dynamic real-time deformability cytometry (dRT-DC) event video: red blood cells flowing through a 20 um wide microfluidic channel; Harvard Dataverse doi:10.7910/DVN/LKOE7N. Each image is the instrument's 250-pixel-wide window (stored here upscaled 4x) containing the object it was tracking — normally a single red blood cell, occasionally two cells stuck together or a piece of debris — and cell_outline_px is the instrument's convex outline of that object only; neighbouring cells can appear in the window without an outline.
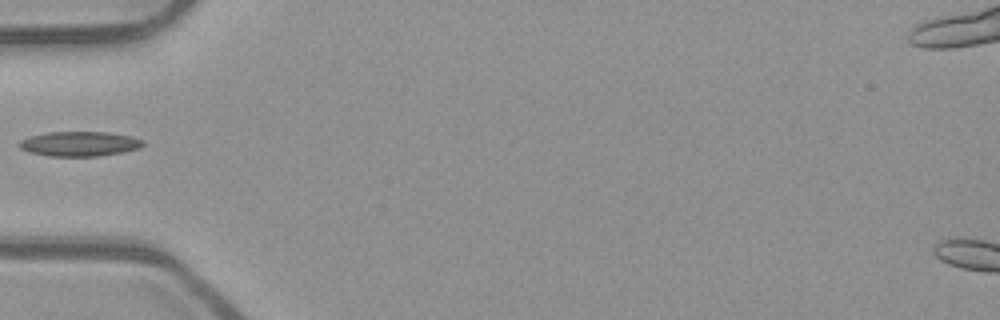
{"species": "common noctule bat (a hibernating species)", "species_latin": "Nyctalus noctula", "temperature_condition": "room temperature", "stored_images_in_passage": 35, "camera_frame_rate_fps": 3000, "um_per_image_px": 0.085, "animal": {"sex": "male", "body_mass_g": 23.1, "forearm_length_mm": 52.7}, "frame": {"image": 1, "passage_image": 1, "time_ms": 0.0, "image_size_px": [1000, 320], "cell_outline_px": [[144, 144], [140, 148], [124, 152], [100, 156], [48, 156], [28, 152], [20, 148], [16, 144], [20, 140], [32, 136], [48, 132], [108, 132], [132, 136], [144, 140]], "centroid_in_image_um": [6.77, 12.23], "position_along_channel_um": 78.2, "area_um2": 18.03}}
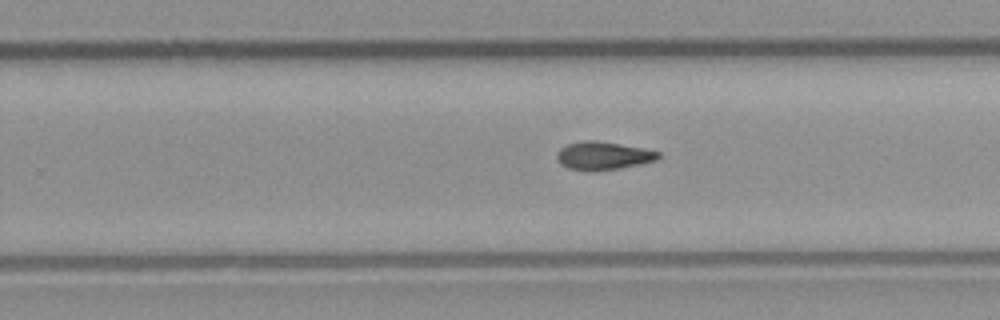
{"frame": {"image": 2, "passage_image": 16, "time_ms": 5.0, "image_size_px": [1000, 320], "cell_outline_px": [[660, 156], [656, 160], [640, 164], [620, 168], [568, 168], [560, 164], [556, 156], [556, 152], [560, 148], [568, 144], [584, 140], [592, 140], [640, 148], [660, 152]], "centroid_in_image_um": [51.25, 13.2], "position_along_channel_um": 278.5, "area_um2": 15.72}}
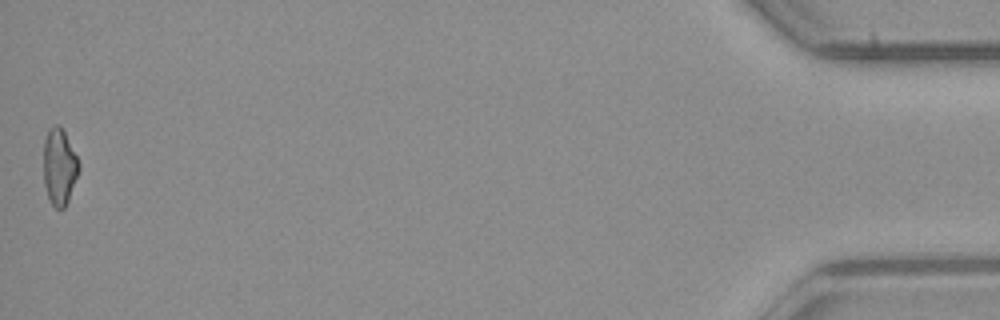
{"frame": {"image": 3, "passage_image": 35, "time_ms": 11.333, "image_size_px": [1000, 320], "cell_outline_px": [[80, 168], [68, 200], [64, 208], [56, 208], [52, 204], [48, 196], [44, 184], [44, 140], [48, 128], [52, 124], [56, 124], [64, 132], [80, 164]], "centroid_in_image_um": [5.03, 14.16], "position_along_channel_um": 430.2, "area_um2": 15.49}}